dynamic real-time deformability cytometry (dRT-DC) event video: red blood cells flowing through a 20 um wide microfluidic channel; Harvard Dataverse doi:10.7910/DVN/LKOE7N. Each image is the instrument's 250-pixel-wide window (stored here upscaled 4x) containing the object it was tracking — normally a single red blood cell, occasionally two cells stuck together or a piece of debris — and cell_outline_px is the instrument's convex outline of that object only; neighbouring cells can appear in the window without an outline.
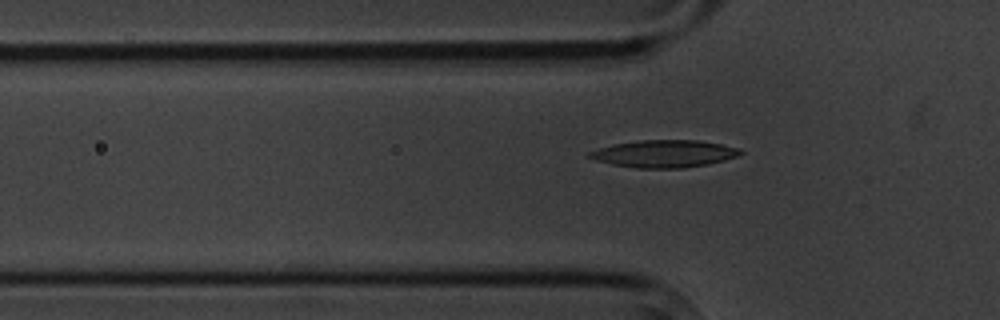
{"species": "common noctule bat (a hibernating species)", "species_latin": "Nyctalus noctula", "temperature_condition": "cold", "stored_images_in_passage": 5, "segment_of_instrument_passage": [2, 2], "camera_frame_rate_fps": 3000, "um_per_image_px": 0.085, "animal": {"sex": "male", "body_mass_g": 20.1, "forearm_length_mm": 53.5}, "frame": {"image": 1, "passage_image": 5, "time_ms": 4.667, "image_size_px": [1000, 320], "cell_outline_px": [[744, 152], [740, 156], [708, 164], [684, 168], [636, 168], [612, 164], [596, 160], [584, 156], [588, 152], [612, 144], [640, 140], [696, 140], [720, 144], [740, 148]], "centroid_in_image_um": [56.46, 13.07], "position_along_channel_um": 69.3, "area_um2": 24.16}}